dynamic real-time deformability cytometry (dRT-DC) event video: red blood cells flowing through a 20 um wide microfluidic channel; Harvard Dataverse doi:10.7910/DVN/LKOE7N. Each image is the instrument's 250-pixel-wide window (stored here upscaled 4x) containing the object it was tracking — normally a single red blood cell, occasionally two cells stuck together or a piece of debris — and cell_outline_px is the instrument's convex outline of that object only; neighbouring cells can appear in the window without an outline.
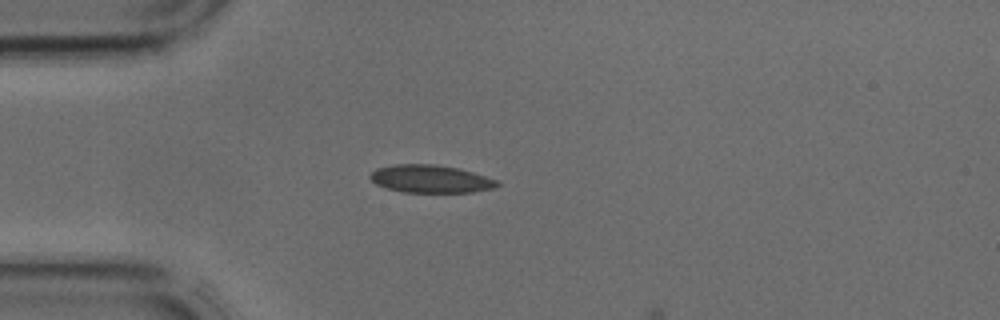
{"species": "common noctule bat (a hibernating species)", "species_latin": "Nyctalus noctula", "temperature_condition": "cold", "stored_images_in_passage": 3, "camera_frame_rate_fps": 3000, "um_per_image_px": 0.085, "animal": {"sex": "male", "body_mass_g": 17.9, "forearm_length_mm": 54.2}, "frame": {"image": 1, "passage_image": 1, "time_ms": 0.0, "image_size_px": [1000, 320], "cell_outline_px": [[500, 184], [496, 188], [472, 192], [404, 192], [388, 188], [376, 184], [368, 176], [376, 168], [392, 164], [436, 164], [456, 168], [472, 172], [496, 180]], "centroid_in_image_um": [36.58, 15.2], "position_along_channel_um": 48.4, "area_um2": 20.46}}